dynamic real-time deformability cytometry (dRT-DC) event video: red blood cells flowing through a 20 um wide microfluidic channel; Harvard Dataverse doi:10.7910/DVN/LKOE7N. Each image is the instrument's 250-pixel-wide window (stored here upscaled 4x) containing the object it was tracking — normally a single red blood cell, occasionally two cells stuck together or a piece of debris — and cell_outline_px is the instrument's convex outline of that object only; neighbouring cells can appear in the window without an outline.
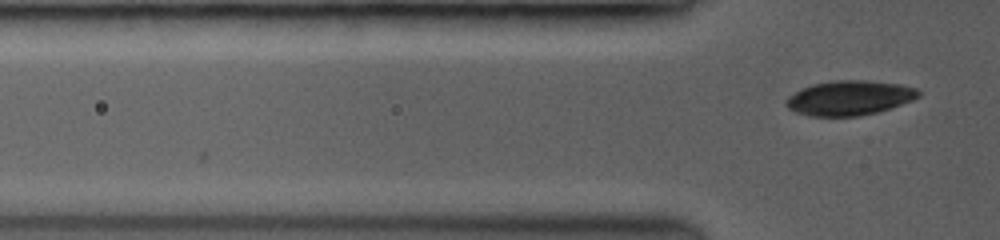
{"species": "common noctule bat (a hibernating species)", "species_latin": "Nyctalus noctula", "temperature_condition": "room temperature", "stored_images_in_passage": 4, "camera_frame_rate_fps": 3500, "um_per_image_px": 0.085, "animal": {"sex": "female", "body_mass_g": 19.0, "forearm_length_mm": 53.3}, "frame": {"image": 1, "passage_image": 4, "time_ms": 0.857, "image_size_px": [1000, 240], "cell_outline_px": [[920, 96], [912, 100], [876, 112], [860, 116], [808, 116], [796, 112], [788, 108], [788, 100], [796, 92], [812, 84], [836, 80], [860, 80], [900, 84], [916, 88], [920, 92]], "centroid_in_image_um": [72.23, 8.32], "position_along_channel_um": 53.6, "area_um2": 26.18}}